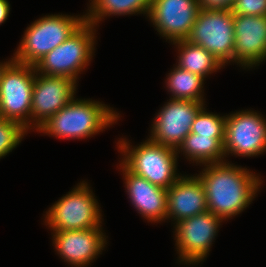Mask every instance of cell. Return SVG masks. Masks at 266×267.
I'll return each instance as SVG.
<instances>
[{"label": "cell", "mask_w": 266, "mask_h": 267, "mask_svg": "<svg viewBox=\"0 0 266 267\" xmlns=\"http://www.w3.org/2000/svg\"><path fill=\"white\" fill-rule=\"evenodd\" d=\"M93 195L87 182H80L49 208L46 226L53 232L101 228V210Z\"/></svg>", "instance_id": "8992f818"}, {"label": "cell", "mask_w": 266, "mask_h": 267, "mask_svg": "<svg viewBox=\"0 0 266 267\" xmlns=\"http://www.w3.org/2000/svg\"><path fill=\"white\" fill-rule=\"evenodd\" d=\"M34 66L13 60L0 81V117L20 123L30 130Z\"/></svg>", "instance_id": "52a82bcc"}, {"label": "cell", "mask_w": 266, "mask_h": 267, "mask_svg": "<svg viewBox=\"0 0 266 267\" xmlns=\"http://www.w3.org/2000/svg\"><path fill=\"white\" fill-rule=\"evenodd\" d=\"M119 166L123 171L126 192L138 213L149 222L157 223L167 219V189L133 174L122 163Z\"/></svg>", "instance_id": "2e32d148"}, {"label": "cell", "mask_w": 266, "mask_h": 267, "mask_svg": "<svg viewBox=\"0 0 266 267\" xmlns=\"http://www.w3.org/2000/svg\"><path fill=\"white\" fill-rule=\"evenodd\" d=\"M233 15L266 16V0H234Z\"/></svg>", "instance_id": "cb8c5ba5"}, {"label": "cell", "mask_w": 266, "mask_h": 267, "mask_svg": "<svg viewBox=\"0 0 266 267\" xmlns=\"http://www.w3.org/2000/svg\"><path fill=\"white\" fill-rule=\"evenodd\" d=\"M204 167L197 176L205 189L207 210L222 220H228L246 209L262 184L259 176L246 167L226 161Z\"/></svg>", "instance_id": "6da1fadb"}, {"label": "cell", "mask_w": 266, "mask_h": 267, "mask_svg": "<svg viewBox=\"0 0 266 267\" xmlns=\"http://www.w3.org/2000/svg\"><path fill=\"white\" fill-rule=\"evenodd\" d=\"M233 62L244 68L266 60V16L234 15Z\"/></svg>", "instance_id": "5bb4252c"}, {"label": "cell", "mask_w": 266, "mask_h": 267, "mask_svg": "<svg viewBox=\"0 0 266 267\" xmlns=\"http://www.w3.org/2000/svg\"><path fill=\"white\" fill-rule=\"evenodd\" d=\"M204 102L169 99L156 115L149 139L177 150L191 132L192 123Z\"/></svg>", "instance_id": "8fae6325"}, {"label": "cell", "mask_w": 266, "mask_h": 267, "mask_svg": "<svg viewBox=\"0 0 266 267\" xmlns=\"http://www.w3.org/2000/svg\"><path fill=\"white\" fill-rule=\"evenodd\" d=\"M226 116L207 112L203 106L195 116L190 133L204 137H225Z\"/></svg>", "instance_id": "7402d4cb"}, {"label": "cell", "mask_w": 266, "mask_h": 267, "mask_svg": "<svg viewBox=\"0 0 266 267\" xmlns=\"http://www.w3.org/2000/svg\"><path fill=\"white\" fill-rule=\"evenodd\" d=\"M77 82L65 76L35 75L30 114V130H36L65 107L76 93ZM34 126V127H33Z\"/></svg>", "instance_id": "7c38bea8"}, {"label": "cell", "mask_w": 266, "mask_h": 267, "mask_svg": "<svg viewBox=\"0 0 266 267\" xmlns=\"http://www.w3.org/2000/svg\"><path fill=\"white\" fill-rule=\"evenodd\" d=\"M113 108L95 100L75 97L36 131L60 139H83L100 133L120 118Z\"/></svg>", "instance_id": "7a4b0ae2"}, {"label": "cell", "mask_w": 266, "mask_h": 267, "mask_svg": "<svg viewBox=\"0 0 266 267\" xmlns=\"http://www.w3.org/2000/svg\"><path fill=\"white\" fill-rule=\"evenodd\" d=\"M200 9L216 10L225 9L231 10L234 0H198Z\"/></svg>", "instance_id": "d4e9b609"}, {"label": "cell", "mask_w": 266, "mask_h": 267, "mask_svg": "<svg viewBox=\"0 0 266 267\" xmlns=\"http://www.w3.org/2000/svg\"><path fill=\"white\" fill-rule=\"evenodd\" d=\"M85 15L52 14L29 25L14 53L16 62L34 66L47 53L67 40L83 23Z\"/></svg>", "instance_id": "277c9868"}, {"label": "cell", "mask_w": 266, "mask_h": 267, "mask_svg": "<svg viewBox=\"0 0 266 267\" xmlns=\"http://www.w3.org/2000/svg\"><path fill=\"white\" fill-rule=\"evenodd\" d=\"M10 4L8 0H0V25L8 19Z\"/></svg>", "instance_id": "484cf974"}, {"label": "cell", "mask_w": 266, "mask_h": 267, "mask_svg": "<svg viewBox=\"0 0 266 267\" xmlns=\"http://www.w3.org/2000/svg\"><path fill=\"white\" fill-rule=\"evenodd\" d=\"M204 79L189 71L180 69L175 66L168 73L166 84L168 92L172 94L171 99L193 100L197 102H205L202 94Z\"/></svg>", "instance_id": "44dd1931"}, {"label": "cell", "mask_w": 266, "mask_h": 267, "mask_svg": "<svg viewBox=\"0 0 266 267\" xmlns=\"http://www.w3.org/2000/svg\"><path fill=\"white\" fill-rule=\"evenodd\" d=\"M96 27L86 21L63 43L40 59L34 68L48 76H65L77 82L92 59Z\"/></svg>", "instance_id": "5b68a950"}, {"label": "cell", "mask_w": 266, "mask_h": 267, "mask_svg": "<svg viewBox=\"0 0 266 267\" xmlns=\"http://www.w3.org/2000/svg\"><path fill=\"white\" fill-rule=\"evenodd\" d=\"M52 233L57 254L72 267H86L101 254L107 244L102 228Z\"/></svg>", "instance_id": "9a60e30c"}, {"label": "cell", "mask_w": 266, "mask_h": 267, "mask_svg": "<svg viewBox=\"0 0 266 267\" xmlns=\"http://www.w3.org/2000/svg\"><path fill=\"white\" fill-rule=\"evenodd\" d=\"M207 210L206 193L198 176H182L167 189V219L176 224Z\"/></svg>", "instance_id": "e0dca14e"}, {"label": "cell", "mask_w": 266, "mask_h": 267, "mask_svg": "<svg viewBox=\"0 0 266 267\" xmlns=\"http://www.w3.org/2000/svg\"><path fill=\"white\" fill-rule=\"evenodd\" d=\"M202 46L224 66L233 61L234 15L231 10L200 9L186 39Z\"/></svg>", "instance_id": "ba28073f"}, {"label": "cell", "mask_w": 266, "mask_h": 267, "mask_svg": "<svg viewBox=\"0 0 266 267\" xmlns=\"http://www.w3.org/2000/svg\"><path fill=\"white\" fill-rule=\"evenodd\" d=\"M266 151V120L257 112L242 110L226 115L224 152L243 157Z\"/></svg>", "instance_id": "30bf717a"}, {"label": "cell", "mask_w": 266, "mask_h": 267, "mask_svg": "<svg viewBox=\"0 0 266 267\" xmlns=\"http://www.w3.org/2000/svg\"><path fill=\"white\" fill-rule=\"evenodd\" d=\"M27 132L20 123L0 117V159L12 152Z\"/></svg>", "instance_id": "603a6c76"}, {"label": "cell", "mask_w": 266, "mask_h": 267, "mask_svg": "<svg viewBox=\"0 0 266 267\" xmlns=\"http://www.w3.org/2000/svg\"><path fill=\"white\" fill-rule=\"evenodd\" d=\"M224 141L225 137H204L189 133L176 151L178 154L183 152L185 158L196 164L220 163L225 161Z\"/></svg>", "instance_id": "ac0fdd59"}, {"label": "cell", "mask_w": 266, "mask_h": 267, "mask_svg": "<svg viewBox=\"0 0 266 267\" xmlns=\"http://www.w3.org/2000/svg\"><path fill=\"white\" fill-rule=\"evenodd\" d=\"M13 57L9 60V61H6L4 63H1L0 62V81H1V78H2V74L3 72L5 71L6 67L13 61Z\"/></svg>", "instance_id": "4316f807"}, {"label": "cell", "mask_w": 266, "mask_h": 267, "mask_svg": "<svg viewBox=\"0 0 266 267\" xmlns=\"http://www.w3.org/2000/svg\"><path fill=\"white\" fill-rule=\"evenodd\" d=\"M199 11L198 0H152L148 18L172 43L189 37Z\"/></svg>", "instance_id": "4fadbf2b"}, {"label": "cell", "mask_w": 266, "mask_h": 267, "mask_svg": "<svg viewBox=\"0 0 266 267\" xmlns=\"http://www.w3.org/2000/svg\"><path fill=\"white\" fill-rule=\"evenodd\" d=\"M117 144L118 150L124 156L121 163L130 172L145 178L153 185L168 189L181 177L176 171V149L155 143L149 138L133 148L124 138Z\"/></svg>", "instance_id": "3957f363"}, {"label": "cell", "mask_w": 266, "mask_h": 267, "mask_svg": "<svg viewBox=\"0 0 266 267\" xmlns=\"http://www.w3.org/2000/svg\"><path fill=\"white\" fill-rule=\"evenodd\" d=\"M85 21L95 27L110 15L146 14L148 17L152 0H90Z\"/></svg>", "instance_id": "ffe728a7"}, {"label": "cell", "mask_w": 266, "mask_h": 267, "mask_svg": "<svg viewBox=\"0 0 266 267\" xmlns=\"http://www.w3.org/2000/svg\"><path fill=\"white\" fill-rule=\"evenodd\" d=\"M173 44L177 46L179 51L176 66L180 69L205 79L206 75L208 76L223 67L221 62L202 46L195 45L188 40L175 41Z\"/></svg>", "instance_id": "d6986e66"}, {"label": "cell", "mask_w": 266, "mask_h": 267, "mask_svg": "<svg viewBox=\"0 0 266 267\" xmlns=\"http://www.w3.org/2000/svg\"><path fill=\"white\" fill-rule=\"evenodd\" d=\"M222 221L219 216L206 211L177 222L174 232L179 262L195 266L205 260Z\"/></svg>", "instance_id": "9c48e42d"}]
</instances>
